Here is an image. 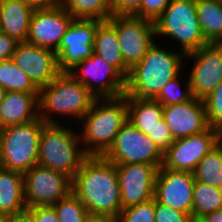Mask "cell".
I'll use <instances>...</instances> for the list:
<instances>
[{
    "mask_svg": "<svg viewBox=\"0 0 222 222\" xmlns=\"http://www.w3.org/2000/svg\"><path fill=\"white\" fill-rule=\"evenodd\" d=\"M72 192L89 214L117 218L122 211L116 165L103 156H88L72 179Z\"/></svg>",
    "mask_w": 222,
    "mask_h": 222,
    "instance_id": "1",
    "label": "cell"
},
{
    "mask_svg": "<svg viewBox=\"0 0 222 222\" xmlns=\"http://www.w3.org/2000/svg\"><path fill=\"white\" fill-rule=\"evenodd\" d=\"M177 51H172L171 47L170 50L161 47L156 41L147 54L130 69L124 95L155 99L170 80L185 70V54Z\"/></svg>",
    "mask_w": 222,
    "mask_h": 222,
    "instance_id": "2",
    "label": "cell"
},
{
    "mask_svg": "<svg viewBox=\"0 0 222 222\" xmlns=\"http://www.w3.org/2000/svg\"><path fill=\"white\" fill-rule=\"evenodd\" d=\"M127 121L126 95L113 99H96L79 122L80 141L88 156H103Z\"/></svg>",
    "mask_w": 222,
    "mask_h": 222,
    "instance_id": "3",
    "label": "cell"
},
{
    "mask_svg": "<svg viewBox=\"0 0 222 222\" xmlns=\"http://www.w3.org/2000/svg\"><path fill=\"white\" fill-rule=\"evenodd\" d=\"M95 100L89 90L69 73H60L48 85L40 87L39 118L46 124H61L55 117L63 115L65 119L70 117L80 122Z\"/></svg>",
    "mask_w": 222,
    "mask_h": 222,
    "instance_id": "4",
    "label": "cell"
},
{
    "mask_svg": "<svg viewBox=\"0 0 222 222\" xmlns=\"http://www.w3.org/2000/svg\"><path fill=\"white\" fill-rule=\"evenodd\" d=\"M65 125V126H64ZM88 157L84 152L79 132L66 123L46 124L41 132L38 165L66 174L71 179Z\"/></svg>",
    "mask_w": 222,
    "mask_h": 222,
    "instance_id": "5",
    "label": "cell"
},
{
    "mask_svg": "<svg viewBox=\"0 0 222 222\" xmlns=\"http://www.w3.org/2000/svg\"><path fill=\"white\" fill-rule=\"evenodd\" d=\"M46 123L34 121L0 129V167L26 173L38 164L39 141Z\"/></svg>",
    "mask_w": 222,
    "mask_h": 222,
    "instance_id": "6",
    "label": "cell"
},
{
    "mask_svg": "<svg viewBox=\"0 0 222 222\" xmlns=\"http://www.w3.org/2000/svg\"><path fill=\"white\" fill-rule=\"evenodd\" d=\"M154 23L156 36L174 39L184 54L209 44L198 21L195 0H172Z\"/></svg>",
    "mask_w": 222,
    "mask_h": 222,
    "instance_id": "7",
    "label": "cell"
},
{
    "mask_svg": "<svg viewBox=\"0 0 222 222\" xmlns=\"http://www.w3.org/2000/svg\"><path fill=\"white\" fill-rule=\"evenodd\" d=\"M84 85L96 99L124 96L126 77L112 64L93 52L68 72Z\"/></svg>",
    "mask_w": 222,
    "mask_h": 222,
    "instance_id": "8",
    "label": "cell"
},
{
    "mask_svg": "<svg viewBox=\"0 0 222 222\" xmlns=\"http://www.w3.org/2000/svg\"><path fill=\"white\" fill-rule=\"evenodd\" d=\"M103 157L115 165L149 164L161 167L163 163V153L156 144L129 121L119 130Z\"/></svg>",
    "mask_w": 222,
    "mask_h": 222,
    "instance_id": "9",
    "label": "cell"
},
{
    "mask_svg": "<svg viewBox=\"0 0 222 222\" xmlns=\"http://www.w3.org/2000/svg\"><path fill=\"white\" fill-rule=\"evenodd\" d=\"M107 21L116 29L122 58L131 69L155 43V23L133 15H112Z\"/></svg>",
    "mask_w": 222,
    "mask_h": 222,
    "instance_id": "10",
    "label": "cell"
},
{
    "mask_svg": "<svg viewBox=\"0 0 222 222\" xmlns=\"http://www.w3.org/2000/svg\"><path fill=\"white\" fill-rule=\"evenodd\" d=\"M26 208L53 206L72 191V179L64 173L35 165L23 174Z\"/></svg>",
    "mask_w": 222,
    "mask_h": 222,
    "instance_id": "11",
    "label": "cell"
},
{
    "mask_svg": "<svg viewBox=\"0 0 222 222\" xmlns=\"http://www.w3.org/2000/svg\"><path fill=\"white\" fill-rule=\"evenodd\" d=\"M101 22L98 19L74 18L72 20L55 51L60 73H68L81 61L92 56L95 34Z\"/></svg>",
    "mask_w": 222,
    "mask_h": 222,
    "instance_id": "12",
    "label": "cell"
},
{
    "mask_svg": "<svg viewBox=\"0 0 222 222\" xmlns=\"http://www.w3.org/2000/svg\"><path fill=\"white\" fill-rule=\"evenodd\" d=\"M220 141L221 131L213 127L197 135L175 139L163 153L162 167L193 172L199 161Z\"/></svg>",
    "mask_w": 222,
    "mask_h": 222,
    "instance_id": "13",
    "label": "cell"
},
{
    "mask_svg": "<svg viewBox=\"0 0 222 222\" xmlns=\"http://www.w3.org/2000/svg\"><path fill=\"white\" fill-rule=\"evenodd\" d=\"M193 60L189 79L193 97L203 99L222 81V44L209 43L199 50L185 54V60Z\"/></svg>",
    "mask_w": 222,
    "mask_h": 222,
    "instance_id": "14",
    "label": "cell"
},
{
    "mask_svg": "<svg viewBox=\"0 0 222 222\" xmlns=\"http://www.w3.org/2000/svg\"><path fill=\"white\" fill-rule=\"evenodd\" d=\"M195 180L192 172L159 168L154 188V199L170 208L193 217Z\"/></svg>",
    "mask_w": 222,
    "mask_h": 222,
    "instance_id": "15",
    "label": "cell"
},
{
    "mask_svg": "<svg viewBox=\"0 0 222 222\" xmlns=\"http://www.w3.org/2000/svg\"><path fill=\"white\" fill-rule=\"evenodd\" d=\"M159 168L149 164L116 165L122 210L154 198Z\"/></svg>",
    "mask_w": 222,
    "mask_h": 222,
    "instance_id": "16",
    "label": "cell"
},
{
    "mask_svg": "<svg viewBox=\"0 0 222 222\" xmlns=\"http://www.w3.org/2000/svg\"><path fill=\"white\" fill-rule=\"evenodd\" d=\"M73 19L71 13L62 6L35 9L26 42L56 51Z\"/></svg>",
    "mask_w": 222,
    "mask_h": 222,
    "instance_id": "17",
    "label": "cell"
},
{
    "mask_svg": "<svg viewBox=\"0 0 222 222\" xmlns=\"http://www.w3.org/2000/svg\"><path fill=\"white\" fill-rule=\"evenodd\" d=\"M11 59L39 88L60 74L55 51L26 41L18 42Z\"/></svg>",
    "mask_w": 222,
    "mask_h": 222,
    "instance_id": "18",
    "label": "cell"
},
{
    "mask_svg": "<svg viewBox=\"0 0 222 222\" xmlns=\"http://www.w3.org/2000/svg\"><path fill=\"white\" fill-rule=\"evenodd\" d=\"M163 117L174 139L200 134L209 125L203 99L163 106Z\"/></svg>",
    "mask_w": 222,
    "mask_h": 222,
    "instance_id": "19",
    "label": "cell"
},
{
    "mask_svg": "<svg viewBox=\"0 0 222 222\" xmlns=\"http://www.w3.org/2000/svg\"><path fill=\"white\" fill-rule=\"evenodd\" d=\"M38 97L39 94L6 92L0 104V129L38 119Z\"/></svg>",
    "mask_w": 222,
    "mask_h": 222,
    "instance_id": "20",
    "label": "cell"
},
{
    "mask_svg": "<svg viewBox=\"0 0 222 222\" xmlns=\"http://www.w3.org/2000/svg\"><path fill=\"white\" fill-rule=\"evenodd\" d=\"M33 11L24 0H0L1 33L17 42L27 41Z\"/></svg>",
    "mask_w": 222,
    "mask_h": 222,
    "instance_id": "21",
    "label": "cell"
},
{
    "mask_svg": "<svg viewBox=\"0 0 222 222\" xmlns=\"http://www.w3.org/2000/svg\"><path fill=\"white\" fill-rule=\"evenodd\" d=\"M25 211L23 174L0 167V214L17 218Z\"/></svg>",
    "mask_w": 222,
    "mask_h": 222,
    "instance_id": "22",
    "label": "cell"
},
{
    "mask_svg": "<svg viewBox=\"0 0 222 222\" xmlns=\"http://www.w3.org/2000/svg\"><path fill=\"white\" fill-rule=\"evenodd\" d=\"M127 121L145 135L163 119V105L155 99L126 96Z\"/></svg>",
    "mask_w": 222,
    "mask_h": 222,
    "instance_id": "23",
    "label": "cell"
},
{
    "mask_svg": "<svg viewBox=\"0 0 222 222\" xmlns=\"http://www.w3.org/2000/svg\"><path fill=\"white\" fill-rule=\"evenodd\" d=\"M94 53L115 66L126 78L128 77L130 68L122 58L116 29L108 21H102L97 27Z\"/></svg>",
    "mask_w": 222,
    "mask_h": 222,
    "instance_id": "24",
    "label": "cell"
},
{
    "mask_svg": "<svg viewBox=\"0 0 222 222\" xmlns=\"http://www.w3.org/2000/svg\"><path fill=\"white\" fill-rule=\"evenodd\" d=\"M197 17L208 43H222V0H195Z\"/></svg>",
    "mask_w": 222,
    "mask_h": 222,
    "instance_id": "25",
    "label": "cell"
},
{
    "mask_svg": "<svg viewBox=\"0 0 222 222\" xmlns=\"http://www.w3.org/2000/svg\"><path fill=\"white\" fill-rule=\"evenodd\" d=\"M192 174L195 181L222 189V141L199 161Z\"/></svg>",
    "mask_w": 222,
    "mask_h": 222,
    "instance_id": "26",
    "label": "cell"
},
{
    "mask_svg": "<svg viewBox=\"0 0 222 222\" xmlns=\"http://www.w3.org/2000/svg\"><path fill=\"white\" fill-rule=\"evenodd\" d=\"M0 86L7 92L39 94L40 90L11 58L0 61Z\"/></svg>",
    "mask_w": 222,
    "mask_h": 222,
    "instance_id": "27",
    "label": "cell"
},
{
    "mask_svg": "<svg viewBox=\"0 0 222 222\" xmlns=\"http://www.w3.org/2000/svg\"><path fill=\"white\" fill-rule=\"evenodd\" d=\"M60 6L74 18L107 21L112 16L111 0H61Z\"/></svg>",
    "mask_w": 222,
    "mask_h": 222,
    "instance_id": "28",
    "label": "cell"
},
{
    "mask_svg": "<svg viewBox=\"0 0 222 222\" xmlns=\"http://www.w3.org/2000/svg\"><path fill=\"white\" fill-rule=\"evenodd\" d=\"M222 209V189L195 181L193 217H202Z\"/></svg>",
    "mask_w": 222,
    "mask_h": 222,
    "instance_id": "29",
    "label": "cell"
},
{
    "mask_svg": "<svg viewBox=\"0 0 222 222\" xmlns=\"http://www.w3.org/2000/svg\"><path fill=\"white\" fill-rule=\"evenodd\" d=\"M60 222H84L89 212L71 191L53 205Z\"/></svg>",
    "mask_w": 222,
    "mask_h": 222,
    "instance_id": "30",
    "label": "cell"
},
{
    "mask_svg": "<svg viewBox=\"0 0 222 222\" xmlns=\"http://www.w3.org/2000/svg\"><path fill=\"white\" fill-rule=\"evenodd\" d=\"M181 74L182 72L177 77L173 78L167 83V85L155 98L156 101H159L163 106H166L183 103L193 98V95L190 90L189 79L185 81L187 82L184 86L186 89H183V86H181L183 85V80L181 83Z\"/></svg>",
    "mask_w": 222,
    "mask_h": 222,
    "instance_id": "31",
    "label": "cell"
},
{
    "mask_svg": "<svg viewBox=\"0 0 222 222\" xmlns=\"http://www.w3.org/2000/svg\"><path fill=\"white\" fill-rule=\"evenodd\" d=\"M116 222H155V199L123 209Z\"/></svg>",
    "mask_w": 222,
    "mask_h": 222,
    "instance_id": "32",
    "label": "cell"
},
{
    "mask_svg": "<svg viewBox=\"0 0 222 222\" xmlns=\"http://www.w3.org/2000/svg\"><path fill=\"white\" fill-rule=\"evenodd\" d=\"M203 102L209 125L222 131V81Z\"/></svg>",
    "mask_w": 222,
    "mask_h": 222,
    "instance_id": "33",
    "label": "cell"
},
{
    "mask_svg": "<svg viewBox=\"0 0 222 222\" xmlns=\"http://www.w3.org/2000/svg\"><path fill=\"white\" fill-rule=\"evenodd\" d=\"M172 0H142L140 10L134 15L155 22Z\"/></svg>",
    "mask_w": 222,
    "mask_h": 222,
    "instance_id": "34",
    "label": "cell"
},
{
    "mask_svg": "<svg viewBox=\"0 0 222 222\" xmlns=\"http://www.w3.org/2000/svg\"><path fill=\"white\" fill-rule=\"evenodd\" d=\"M147 136L156 144L162 153L175 141L164 118L159 121V124L149 132Z\"/></svg>",
    "mask_w": 222,
    "mask_h": 222,
    "instance_id": "35",
    "label": "cell"
},
{
    "mask_svg": "<svg viewBox=\"0 0 222 222\" xmlns=\"http://www.w3.org/2000/svg\"><path fill=\"white\" fill-rule=\"evenodd\" d=\"M190 216L155 200V222H189Z\"/></svg>",
    "mask_w": 222,
    "mask_h": 222,
    "instance_id": "36",
    "label": "cell"
},
{
    "mask_svg": "<svg viewBox=\"0 0 222 222\" xmlns=\"http://www.w3.org/2000/svg\"><path fill=\"white\" fill-rule=\"evenodd\" d=\"M25 216L30 222H60L53 206H38L26 208Z\"/></svg>",
    "mask_w": 222,
    "mask_h": 222,
    "instance_id": "37",
    "label": "cell"
},
{
    "mask_svg": "<svg viewBox=\"0 0 222 222\" xmlns=\"http://www.w3.org/2000/svg\"><path fill=\"white\" fill-rule=\"evenodd\" d=\"M142 0H111L112 15H135Z\"/></svg>",
    "mask_w": 222,
    "mask_h": 222,
    "instance_id": "38",
    "label": "cell"
},
{
    "mask_svg": "<svg viewBox=\"0 0 222 222\" xmlns=\"http://www.w3.org/2000/svg\"><path fill=\"white\" fill-rule=\"evenodd\" d=\"M18 42L5 34H0V61L12 58Z\"/></svg>",
    "mask_w": 222,
    "mask_h": 222,
    "instance_id": "39",
    "label": "cell"
},
{
    "mask_svg": "<svg viewBox=\"0 0 222 222\" xmlns=\"http://www.w3.org/2000/svg\"><path fill=\"white\" fill-rule=\"evenodd\" d=\"M29 6L35 9H50L60 6L61 0H24Z\"/></svg>",
    "mask_w": 222,
    "mask_h": 222,
    "instance_id": "40",
    "label": "cell"
},
{
    "mask_svg": "<svg viewBox=\"0 0 222 222\" xmlns=\"http://www.w3.org/2000/svg\"><path fill=\"white\" fill-rule=\"evenodd\" d=\"M84 222H116V219L108 215L88 214Z\"/></svg>",
    "mask_w": 222,
    "mask_h": 222,
    "instance_id": "41",
    "label": "cell"
},
{
    "mask_svg": "<svg viewBox=\"0 0 222 222\" xmlns=\"http://www.w3.org/2000/svg\"><path fill=\"white\" fill-rule=\"evenodd\" d=\"M205 222H222V209L202 216Z\"/></svg>",
    "mask_w": 222,
    "mask_h": 222,
    "instance_id": "42",
    "label": "cell"
},
{
    "mask_svg": "<svg viewBox=\"0 0 222 222\" xmlns=\"http://www.w3.org/2000/svg\"><path fill=\"white\" fill-rule=\"evenodd\" d=\"M14 219L12 216L0 214V222H14Z\"/></svg>",
    "mask_w": 222,
    "mask_h": 222,
    "instance_id": "43",
    "label": "cell"
},
{
    "mask_svg": "<svg viewBox=\"0 0 222 222\" xmlns=\"http://www.w3.org/2000/svg\"><path fill=\"white\" fill-rule=\"evenodd\" d=\"M14 222H30V220L24 215L14 219Z\"/></svg>",
    "mask_w": 222,
    "mask_h": 222,
    "instance_id": "44",
    "label": "cell"
},
{
    "mask_svg": "<svg viewBox=\"0 0 222 222\" xmlns=\"http://www.w3.org/2000/svg\"><path fill=\"white\" fill-rule=\"evenodd\" d=\"M6 92L7 91L0 86V104L3 102Z\"/></svg>",
    "mask_w": 222,
    "mask_h": 222,
    "instance_id": "45",
    "label": "cell"
},
{
    "mask_svg": "<svg viewBox=\"0 0 222 222\" xmlns=\"http://www.w3.org/2000/svg\"><path fill=\"white\" fill-rule=\"evenodd\" d=\"M189 222H205L202 217H190Z\"/></svg>",
    "mask_w": 222,
    "mask_h": 222,
    "instance_id": "46",
    "label": "cell"
}]
</instances>
